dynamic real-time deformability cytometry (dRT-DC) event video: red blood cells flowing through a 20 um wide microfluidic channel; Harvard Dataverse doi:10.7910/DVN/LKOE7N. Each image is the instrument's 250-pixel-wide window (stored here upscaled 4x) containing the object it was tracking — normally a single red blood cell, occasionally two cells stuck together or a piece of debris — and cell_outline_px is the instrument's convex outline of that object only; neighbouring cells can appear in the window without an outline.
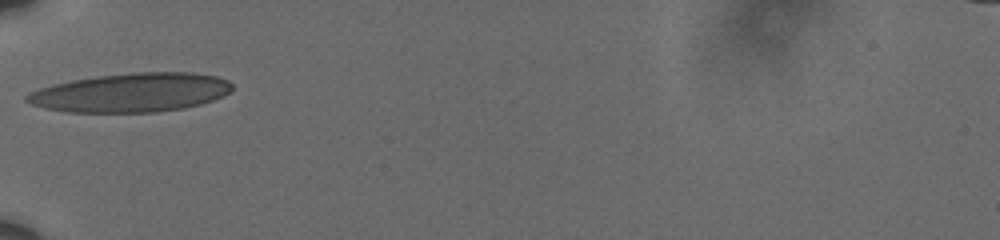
{"species": "human", "species_latin": "Homo sapiens", "temperature_condition": "cold", "stored_images_in_passage": 8, "camera_frame_rate_fps": 3000, "um_per_image_px": 0.085, "donor": {"sex": "male"}, "frame": {"image": 1, "passage_image": 1, "time_ms": 0.0, "image_size_px": [1000, 240], "cell_outline_px": [[232, 92], [224, 96], [200, 104], [184, 108], [156, 112], [68, 112], [44, 108], [32, 104], [24, 100], [24, 96], [28, 92], [52, 84], [72, 80], [96, 76], [132, 72], [192, 72], [216, 76], [228, 80], [232, 84]], "centroid_in_image_um": [11.14, 7.86], "position_along_channel_um": 73.9, "area_um2": 46.88}}
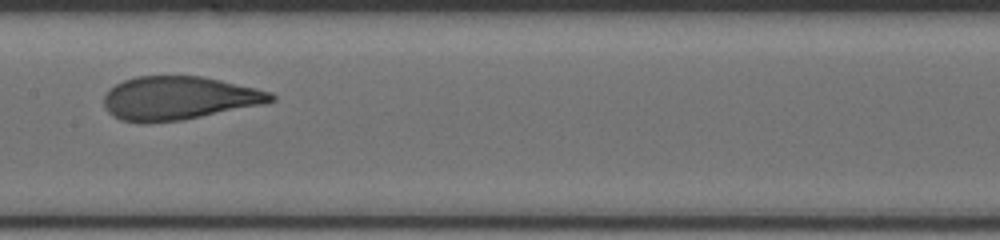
{"frame": {"image": 2, "passage_image": 5, "time_ms": 1.333, "image_size_px": [1000, 240], "cell_outline_px": [[276, 100], [268, 104], [184, 120], [148, 124], [140, 124], [120, 120], [112, 116], [104, 108], [104, 96], [116, 84], [124, 80], [136, 76], [200, 76], [220, 80], [256, 88], [272, 92], [276, 96]], "centroid_in_image_um": [15.23, 8.37], "position_along_channel_um": 192.2, "area_um2": 43.0}}
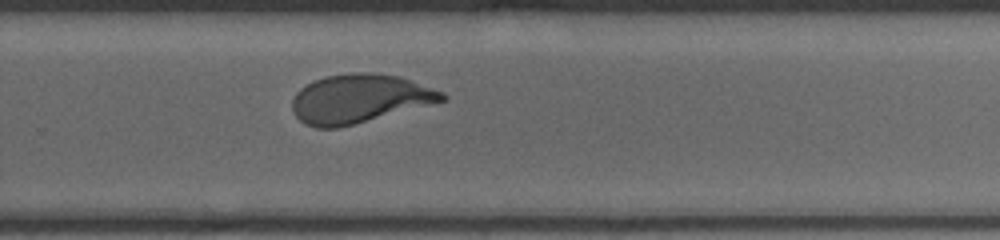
{"frame": {"image": 3, "passage_image": 8, "time_ms": 2.333, "image_size_px": [1000, 240], "cell_outline_px": [[448, 100], [336, 128], [316, 128], [304, 124], [296, 116], [292, 108], [292, 100], [296, 92], [300, 88], [316, 80], [328, 76], [348, 72], [376, 72], [400, 76], [444, 92], [448, 96]], "centroid_in_image_um": [30.57, 8.37], "position_along_channel_um": 299.2, "area_um2": 42.48}}